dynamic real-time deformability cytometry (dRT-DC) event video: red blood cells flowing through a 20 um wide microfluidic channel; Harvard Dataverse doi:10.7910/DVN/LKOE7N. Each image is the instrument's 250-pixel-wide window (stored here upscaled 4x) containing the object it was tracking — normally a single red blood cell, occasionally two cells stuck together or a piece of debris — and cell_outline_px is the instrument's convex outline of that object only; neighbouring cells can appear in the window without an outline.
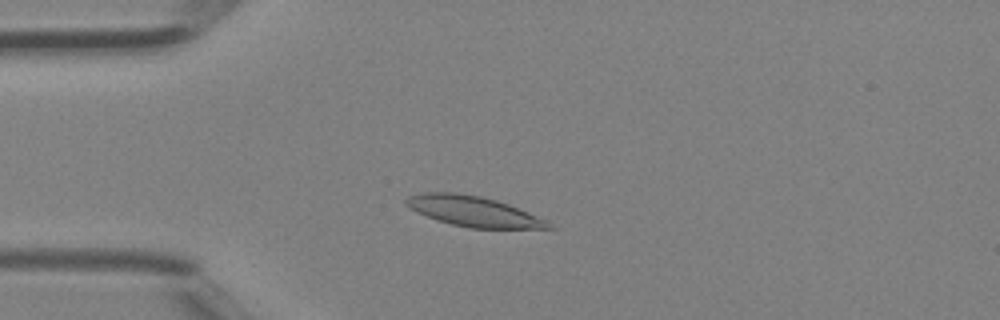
{"species": "Egyptian fruit bat (a non-hibernating species)", "species_latin": "Rousettus aegyptiacus", "temperature_condition": "room temperature", "stored_images_in_passage": 39, "camera_frame_rate_fps": 3000, "um_per_image_px": 0.085, "animal": {"sex": "female"}, "frame": {"image": 1, "passage_image": 8, "time_ms": 2.333, "image_size_px": [1000, 320], "cell_outline_px": [[556, 228], [468, 228], [436, 220], [404, 204], [404, 200], [408, 196], [420, 192], [456, 192], [480, 196], [496, 200], [508, 204], [548, 220]], "centroid_in_image_um": [40.25, 17.95], "position_along_channel_um": 44.7, "area_um2": 25.03}}
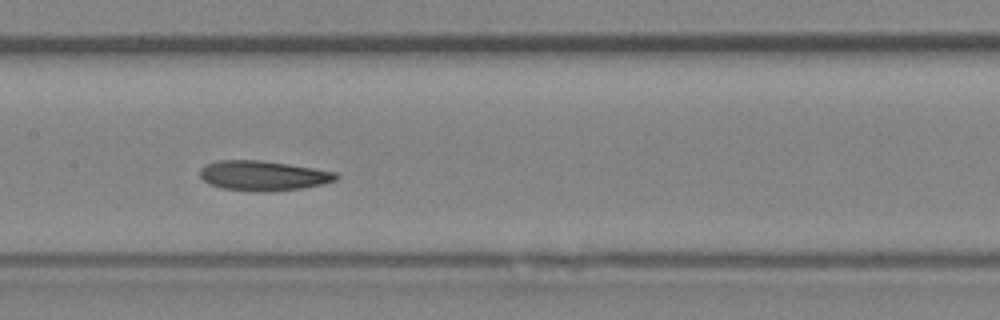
{"frame": {"image": 2, "passage_image": 18, "time_ms": 5.667, "image_size_px": [1000, 320], "cell_outline_px": [[340, 176], [336, 180], [320, 184], [300, 188], [264, 192], [260, 192], [224, 188], [212, 184], [204, 180], [200, 176], [200, 168], [204, 164], [216, 160], [260, 160], [288, 164], [336, 172]], "centroid_in_image_um": [22.34, 14.91], "position_along_channel_um": 185.1, "area_um2": 23.47}}
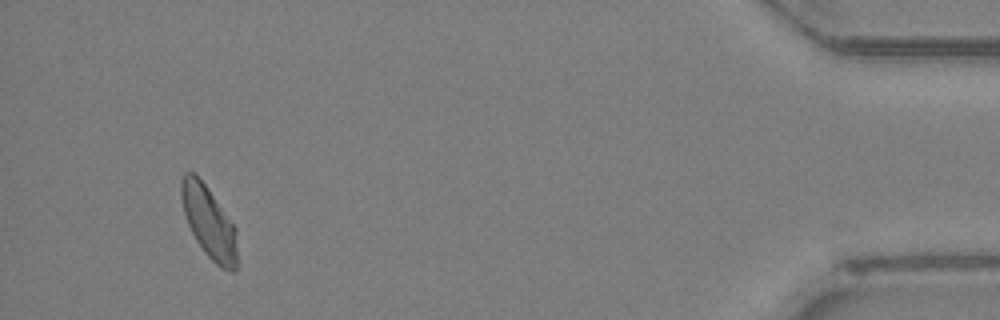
{"frame": {"image": 3, "passage_image": 37, "time_ms": 12.0, "image_size_px": [1000, 320], "cell_outline_px": [[236, 272], [232, 272], [220, 268], [204, 252], [196, 240], [188, 224], [184, 212], [180, 196], [180, 180], [184, 172], [196, 172], [236, 228]], "centroid_in_image_um": [17.73, 18.87], "position_along_channel_um": 417.5, "area_um2": 23.35}}